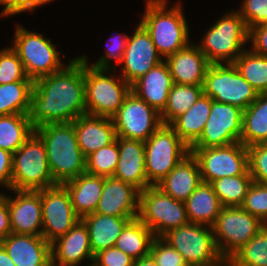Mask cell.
I'll use <instances>...</instances> for the list:
<instances>
[{
    "instance_id": "obj_26",
    "label": "cell",
    "mask_w": 267,
    "mask_h": 266,
    "mask_svg": "<svg viewBox=\"0 0 267 266\" xmlns=\"http://www.w3.org/2000/svg\"><path fill=\"white\" fill-rule=\"evenodd\" d=\"M201 182L198 161L189 153L156 187L172 198L185 202Z\"/></svg>"
},
{
    "instance_id": "obj_5",
    "label": "cell",
    "mask_w": 267,
    "mask_h": 266,
    "mask_svg": "<svg viewBox=\"0 0 267 266\" xmlns=\"http://www.w3.org/2000/svg\"><path fill=\"white\" fill-rule=\"evenodd\" d=\"M248 36L244 19L239 12L233 11L216 21L197 46L210 64L234 63L243 53Z\"/></svg>"
},
{
    "instance_id": "obj_41",
    "label": "cell",
    "mask_w": 267,
    "mask_h": 266,
    "mask_svg": "<svg viewBox=\"0 0 267 266\" xmlns=\"http://www.w3.org/2000/svg\"><path fill=\"white\" fill-rule=\"evenodd\" d=\"M241 207L267 225V185L253 181Z\"/></svg>"
},
{
    "instance_id": "obj_54",
    "label": "cell",
    "mask_w": 267,
    "mask_h": 266,
    "mask_svg": "<svg viewBox=\"0 0 267 266\" xmlns=\"http://www.w3.org/2000/svg\"><path fill=\"white\" fill-rule=\"evenodd\" d=\"M46 266H62L54 263L52 260Z\"/></svg>"
},
{
    "instance_id": "obj_30",
    "label": "cell",
    "mask_w": 267,
    "mask_h": 266,
    "mask_svg": "<svg viewBox=\"0 0 267 266\" xmlns=\"http://www.w3.org/2000/svg\"><path fill=\"white\" fill-rule=\"evenodd\" d=\"M211 106L212 99L203 94L190 109L170 124L189 148L200 138L209 118Z\"/></svg>"
},
{
    "instance_id": "obj_29",
    "label": "cell",
    "mask_w": 267,
    "mask_h": 266,
    "mask_svg": "<svg viewBox=\"0 0 267 266\" xmlns=\"http://www.w3.org/2000/svg\"><path fill=\"white\" fill-rule=\"evenodd\" d=\"M189 223L212 227L223 208L211 183L201 182L184 202Z\"/></svg>"
},
{
    "instance_id": "obj_51",
    "label": "cell",
    "mask_w": 267,
    "mask_h": 266,
    "mask_svg": "<svg viewBox=\"0 0 267 266\" xmlns=\"http://www.w3.org/2000/svg\"><path fill=\"white\" fill-rule=\"evenodd\" d=\"M0 266H16L1 245H0Z\"/></svg>"
},
{
    "instance_id": "obj_4",
    "label": "cell",
    "mask_w": 267,
    "mask_h": 266,
    "mask_svg": "<svg viewBox=\"0 0 267 266\" xmlns=\"http://www.w3.org/2000/svg\"><path fill=\"white\" fill-rule=\"evenodd\" d=\"M58 185L50 172L44 142L34 131L12 156V190L39 191Z\"/></svg>"
},
{
    "instance_id": "obj_21",
    "label": "cell",
    "mask_w": 267,
    "mask_h": 266,
    "mask_svg": "<svg viewBox=\"0 0 267 266\" xmlns=\"http://www.w3.org/2000/svg\"><path fill=\"white\" fill-rule=\"evenodd\" d=\"M52 261L62 266H78L85 257L94 260L85 223L79 219L63 236L51 243Z\"/></svg>"
},
{
    "instance_id": "obj_52",
    "label": "cell",
    "mask_w": 267,
    "mask_h": 266,
    "mask_svg": "<svg viewBox=\"0 0 267 266\" xmlns=\"http://www.w3.org/2000/svg\"><path fill=\"white\" fill-rule=\"evenodd\" d=\"M133 266H157V265L155 264L153 258L150 255H148L138 259H134Z\"/></svg>"
},
{
    "instance_id": "obj_27",
    "label": "cell",
    "mask_w": 267,
    "mask_h": 266,
    "mask_svg": "<svg viewBox=\"0 0 267 266\" xmlns=\"http://www.w3.org/2000/svg\"><path fill=\"white\" fill-rule=\"evenodd\" d=\"M105 177L84 172L62 185L67 189L75 214L81 219L95 213Z\"/></svg>"
},
{
    "instance_id": "obj_35",
    "label": "cell",
    "mask_w": 267,
    "mask_h": 266,
    "mask_svg": "<svg viewBox=\"0 0 267 266\" xmlns=\"http://www.w3.org/2000/svg\"><path fill=\"white\" fill-rule=\"evenodd\" d=\"M34 81H16L0 85V116L29 114Z\"/></svg>"
},
{
    "instance_id": "obj_9",
    "label": "cell",
    "mask_w": 267,
    "mask_h": 266,
    "mask_svg": "<svg viewBox=\"0 0 267 266\" xmlns=\"http://www.w3.org/2000/svg\"><path fill=\"white\" fill-rule=\"evenodd\" d=\"M148 187L156 186L190 151L175 130L162 124L144 142Z\"/></svg>"
},
{
    "instance_id": "obj_49",
    "label": "cell",
    "mask_w": 267,
    "mask_h": 266,
    "mask_svg": "<svg viewBox=\"0 0 267 266\" xmlns=\"http://www.w3.org/2000/svg\"><path fill=\"white\" fill-rule=\"evenodd\" d=\"M12 233L7 196L0 193V241Z\"/></svg>"
},
{
    "instance_id": "obj_43",
    "label": "cell",
    "mask_w": 267,
    "mask_h": 266,
    "mask_svg": "<svg viewBox=\"0 0 267 266\" xmlns=\"http://www.w3.org/2000/svg\"><path fill=\"white\" fill-rule=\"evenodd\" d=\"M248 170L253 181L267 185V143L247 147Z\"/></svg>"
},
{
    "instance_id": "obj_19",
    "label": "cell",
    "mask_w": 267,
    "mask_h": 266,
    "mask_svg": "<svg viewBox=\"0 0 267 266\" xmlns=\"http://www.w3.org/2000/svg\"><path fill=\"white\" fill-rule=\"evenodd\" d=\"M13 191L15 199L7 196L12 233L42 236L41 190Z\"/></svg>"
},
{
    "instance_id": "obj_24",
    "label": "cell",
    "mask_w": 267,
    "mask_h": 266,
    "mask_svg": "<svg viewBox=\"0 0 267 266\" xmlns=\"http://www.w3.org/2000/svg\"><path fill=\"white\" fill-rule=\"evenodd\" d=\"M78 145L87 157L116 140V131L111 118L84 114L72 122Z\"/></svg>"
},
{
    "instance_id": "obj_1",
    "label": "cell",
    "mask_w": 267,
    "mask_h": 266,
    "mask_svg": "<svg viewBox=\"0 0 267 266\" xmlns=\"http://www.w3.org/2000/svg\"><path fill=\"white\" fill-rule=\"evenodd\" d=\"M66 66L34 81L28 114L34 128L72 123L86 114L84 61L78 57Z\"/></svg>"
},
{
    "instance_id": "obj_13",
    "label": "cell",
    "mask_w": 267,
    "mask_h": 266,
    "mask_svg": "<svg viewBox=\"0 0 267 266\" xmlns=\"http://www.w3.org/2000/svg\"><path fill=\"white\" fill-rule=\"evenodd\" d=\"M189 151L198 161L203 182L242 175L248 169L247 147L241 142L224 147L189 148Z\"/></svg>"
},
{
    "instance_id": "obj_53",
    "label": "cell",
    "mask_w": 267,
    "mask_h": 266,
    "mask_svg": "<svg viewBox=\"0 0 267 266\" xmlns=\"http://www.w3.org/2000/svg\"><path fill=\"white\" fill-rule=\"evenodd\" d=\"M54 0H28V11L34 10L36 7L41 6L43 4H47Z\"/></svg>"
},
{
    "instance_id": "obj_50",
    "label": "cell",
    "mask_w": 267,
    "mask_h": 266,
    "mask_svg": "<svg viewBox=\"0 0 267 266\" xmlns=\"http://www.w3.org/2000/svg\"><path fill=\"white\" fill-rule=\"evenodd\" d=\"M0 4L5 6L1 13L4 17L28 11V0H0Z\"/></svg>"
},
{
    "instance_id": "obj_37",
    "label": "cell",
    "mask_w": 267,
    "mask_h": 266,
    "mask_svg": "<svg viewBox=\"0 0 267 266\" xmlns=\"http://www.w3.org/2000/svg\"><path fill=\"white\" fill-rule=\"evenodd\" d=\"M233 64L258 94L267 93V56L244 50Z\"/></svg>"
},
{
    "instance_id": "obj_40",
    "label": "cell",
    "mask_w": 267,
    "mask_h": 266,
    "mask_svg": "<svg viewBox=\"0 0 267 266\" xmlns=\"http://www.w3.org/2000/svg\"><path fill=\"white\" fill-rule=\"evenodd\" d=\"M16 81H33L25 74L17 52L9 47L0 51V85Z\"/></svg>"
},
{
    "instance_id": "obj_38",
    "label": "cell",
    "mask_w": 267,
    "mask_h": 266,
    "mask_svg": "<svg viewBox=\"0 0 267 266\" xmlns=\"http://www.w3.org/2000/svg\"><path fill=\"white\" fill-rule=\"evenodd\" d=\"M226 266H267V225L239 249Z\"/></svg>"
},
{
    "instance_id": "obj_44",
    "label": "cell",
    "mask_w": 267,
    "mask_h": 266,
    "mask_svg": "<svg viewBox=\"0 0 267 266\" xmlns=\"http://www.w3.org/2000/svg\"><path fill=\"white\" fill-rule=\"evenodd\" d=\"M238 12L249 31L252 27L267 23V0H244Z\"/></svg>"
},
{
    "instance_id": "obj_25",
    "label": "cell",
    "mask_w": 267,
    "mask_h": 266,
    "mask_svg": "<svg viewBox=\"0 0 267 266\" xmlns=\"http://www.w3.org/2000/svg\"><path fill=\"white\" fill-rule=\"evenodd\" d=\"M173 79L165 61L150 69L131 85V91L161 113L167 105Z\"/></svg>"
},
{
    "instance_id": "obj_39",
    "label": "cell",
    "mask_w": 267,
    "mask_h": 266,
    "mask_svg": "<svg viewBox=\"0 0 267 266\" xmlns=\"http://www.w3.org/2000/svg\"><path fill=\"white\" fill-rule=\"evenodd\" d=\"M119 159L118 142L93 152L86 157V172L89 174L110 177L113 176Z\"/></svg>"
},
{
    "instance_id": "obj_17",
    "label": "cell",
    "mask_w": 267,
    "mask_h": 266,
    "mask_svg": "<svg viewBox=\"0 0 267 266\" xmlns=\"http://www.w3.org/2000/svg\"><path fill=\"white\" fill-rule=\"evenodd\" d=\"M150 34L139 24L132 37H128L121 63V77L132 85L150 69L163 61Z\"/></svg>"
},
{
    "instance_id": "obj_15",
    "label": "cell",
    "mask_w": 267,
    "mask_h": 266,
    "mask_svg": "<svg viewBox=\"0 0 267 266\" xmlns=\"http://www.w3.org/2000/svg\"><path fill=\"white\" fill-rule=\"evenodd\" d=\"M243 109L212 99L209 118L200 138L190 148L224 147L240 142Z\"/></svg>"
},
{
    "instance_id": "obj_47",
    "label": "cell",
    "mask_w": 267,
    "mask_h": 266,
    "mask_svg": "<svg viewBox=\"0 0 267 266\" xmlns=\"http://www.w3.org/2000/svg\"><path fill=\"white\" fill-rule=\"evenodd\" d=\"M248 39L252 40L254 53L267 56V23L252 27Z\"/></svg>"
},
{
    "instance_id": "obj_20",
    "label": "cell",
    "mask_w": 267,
    "mask_h": 266,
    "mask_svg": "<svg viewBox=\"0 0 267 266\" xmlns=\"http://www.w3.org/2000/svg\"><path fill=\"white\" fill-rule=\"evenodd\" d=\"M16 266H46L51 260V243L43 236L11 233L0 241Z\"/></svg>"
},
{
    "instance_id": "obj_28",
    "label": "cell",
    "mask_w": 267,
    "mask_h": 266,
    "mask_svg": "<svg viewBox=\"0 0 267 266\" xmlns=\"http://www.w3.org/2000/svg\"><path fill=\"white\" fill-rule=\"evenodd\" d=\"M136 218L138 217H114L97 213L81 218L88 230L93 255L114 247L125 226Z\"/></svg>"
},
{
    "instance_id": "obj_34",
    "label": "cell",
    "mask_w": 267,
    "mask_h": 266,
    "mask_svg": "<svg viewBox=\"0 0 267 266\" xmlns=\"http://www.w3.org/2000/svg\"><path fill=\"white\" fill-rule=\"evenodd\" d=\"M204 94L203 85L173 84L167 105L160 113L162 124L170 125Z\"/></svg>"
},
{
    "instance_id": "obj_16",
    "label": "cell",
    "mask_w": 267,
    "mask_h": 266,
    "mask_svg": "<svg viewBox=\"0 0 267 266\" xmlns=\"http://www.w3.org/2000/svg\"><path fill=\"white\" fill-rule=\"evenodd\" d=\"M42 236L49 242L65 235L80 219L74 212L69 192L62 185L41 190Z\"/></svg>"
},
{
    "instance_id": "obj_45",
    "label": "cell",
    "mask_w": 267,
    "mask_h": 266,
    "mask_svg": "<svg viewBox=\"0 0 267 266\" xmlns=\"http://www.w3.org/2000/svg\"><path fill=\"white\" fill-rule=\"evenodd\" d=\"M134 259L122 250L109 247L94 255L92 266H133Z\"/></svg>"
},
{
    "instance_id": "obj_42",
    "label": "cell",
    "mask_w": 267,
    "mask_h": 266,
    "mask_svg": "<svg viewBox=\"0 0 267 266\" xmlns=\"http://www.w3.org/2000/svg\"><path fill=\"white\" fill-rule=\"evenodd\" d=\"M149 255L157 266H189L183 256L162 237H154Z\"/></svg>"
},
{
    "instance_id": "obj_2",
    "label": "cell",
    "mask_w": 267,
    "mask_h": 266,
    "mask_svg": "<svg viewBox=\"0 0 267 266\" xmlns=\"http://www.w3.org/2000/svg\"><path fill=\"white\" fill-rule=\"evenodd\" d=\"M35 132L45 144L50 172L57 184L86 172V157L72 123L46 124L35 128Z\"/></svg>"
},
{
    "instance_id": "obj_6",
    "label": "cell",
    "mask_w": 267,
    "mask_h": 266,
    "mask_svg": "<svg viewBox=\"0 0 267 266\" xmlns=\"http://www.w3.org/2000/svg\"><path fill=\"white\" fill-rule=\"evenodd\" d=\"M80 58L84 61L86 114L111 118L130 94L131 85L122 77L105 75L110 69L90 67L86 57Z\"/></svg>"
},
{
    "instance_id": "obj_10",
    "label": "cell",
    "mask_w": 267,
    "mask_h": 266,
    "mask_svg": "<svg viewBox=\"0 0 267 266\" xmlns=\"http://www.w3.org/2000/svg\"><path fill=\"white\" fill-rule=\"evenodd\" d=\"M138 218L155 237H162L169 230L189 223L185 203L165 194L156 186L140 191Z\"/></svg>"
},
{
    "instance_id": "obj_46",
    "label": "cell",
    "mask_w": 267,
    "mask_h": 266,
    "mask_svg": "<svg viewBox=\"0 0 267 266\" xmlns=\"http://www.w3.org/2000/svg\"><path fill=\"white\" fill-rule=\"evenodd\" d=\"M119 37V38H118ZM128 35H119L117 37H113L112 44L109 46L107 51H105V55H103L99 61L97 60L96 63H94L93 67H96L98 69H110L111 66L109 64L110 59L116 60L117 64H121L123 53L126 48Z\"/></svg>"
},
{
    "instance_id": "obj_36",
    "label": "cell",
    "mask_w": 267,
    "mask_h": 266,
    "mask_svg": "<svg viewBox=\"0 0 267 266\" xmlns=\"http://www.w3.org/2000/svg\"><path fill=\"white\" fill-rule=\"evenodd\" d=\"M253 179L247 169L242 175L226 176L211 182L223 207H241Z\"/></svg>"
},
{
    "instance_id": "obj_12",
    "label": "cell",
    "mask_w": 267,
    "mask_h": 266,
    "mask_svg": "<svg viewBox=\"0 0 267 266\" xmlns=\"http://www.w3.org/2000/svg\"><path fill=\"white\" fill-rule=\"evenodd\" d=\"M204 95L216 102L232 104L245 110L258 96L233 63L210 64L204 83Z\"/></svg>"
},
{
    "instance_id": "obj_3",
    "label": "cell",
    "mask_w": 267,
    "mask_h": 266,
    "mask_svg": "<svg viewBox=\"0 0 267 266\" xmlns=\"http://www.w3.org/2000/svg\"><path fill=\"white\" fill-rule=\"evenodd\" d=\"M166 0H147L140 24L150 34L161 56H168L186 48L189 43L188 24L181 4L167 10ZM180 4V5H179Z\"/></svg>"
},
{
    "instance_id": "obj_22",
    "label": "cell",
    "mask_w": 267,
    "mask_h": 266,
    "mask_svg": "<svg viewBox=\"0 0 267 266\" xmlns=\"http://www.w3.org/2000/svg\"><path fill=\"white\" fill-rule=\"evenodd\" d=\"M174 84L203 85L210 66L204 53L197 44H189L186 48L165 58Z\"/></svg>"
},
{
    "instance_id": "obj_11",
    "label": "cell",
    "mask_w": 267,
    "mask_h": 266,
    "mask_svg": "<svg viewBox=\"0 0 267 266\" xmlns=\"http://www.w3.org/2000/svg\"><path fill=\"white\" fill-rule=\"evenodd\" d=\"M17 26L12 48L17 52L28 78L35 81L64 68L59 59L61 54L50 39Z\"/></svg>"
},
{
    "instance_id": "obj_48",
    "label": "cell",
    "mask_w": 267,
    "mask_h": 266,
    "mask_svg": "<svg viewBox=\"0 0 267 266\" xmlns=\"http://www.w3.org/2000/svg\"><path fill=\"white\" fill-rule=\"evenodd\" d=\"M13 154L0 148V184L11 189Z\"/></svg>"
},
{
    "instance_id": "obj_33",
    "label": "cell",
    "mask_w": 267,
    "mask_h": 266,
    "mask_svg": "<svg viewBox=\"0 0 267 266\" xmlns=\"http://www.w3.org/2000/svg\"><path fill=\"white\" fill-rule=\"evenodd\" d=\"M35 131L28 114L0 116V148L15 153Z\"/></svg>"
},
{
    "instance_id": "obj_14",
    "label": "cell",
    "mask_w": 267,
    "mask_h": 266,
    "mask_svg": "<svg viewBox=\"0 0 267 266\" xmlns=\"http://www.w3.org/2000/svg\"><path fill=\"white\" fill-rule=\"evenodd\" d=\"M111 119L117 137L143 142L162 125L160 113L132 91Z\"/></svg>"
},
{
    "instance_id": "obj_7",
    "label": "cell",
    "mask_w": 267,
    "mask_h": 266,
    "mask_svg": "<svg viewBox=\"0 0 267 266\" xmlns=\"http://www.w3.org/2000/svg\"><path fill=\"white\" fill-rule=\"evenodd\" d=\"M208 228L188 223L169 230L162 238L183 256L189 266H226L217 250L212 227Z\"/></svg>"
},
{
    "instance_id": "obj_23",
    "label": "cell",
    "mask_w": 267,
    "mask_h": 266,
    "mask_svg": "<svg viewBox=\"0 0 267 266\" xmlns=\"http://www.w3.org/2000/svg\"><path fill=\"white\" fill-rule=\"evenodd\" d=\"M119 159L113 177L130 183L140 191L148 187L143 141L116 137Z\"/></svg>"
},
{
    "instance_id": "obj_31",
    "label": "cell",
    "mask_w": 267,
    "mask_h": 266,
    "mask_svg": "<svg viewBox=\"0 0 267 266\" xmlns=\"http://www.w3.org/2000/svg\"><path fill=\"white\" fill-rule=\"evenodd\" d=\"M240 142L246 147L267 143V93L258 94L243 110Z\"/></svg>"
},
{
    "instance_id": "obj_32",
    "label": "cell",
    "mask_w": 267,
    "mask_h": 266,
    "mask_svg": "<svg viewBox=\"0 0 267 266\" xmlns=\"http://www.w3.org/2000/svg\"><path fill=\"white\" fill-rule=\"evenodd\" d=\"M152 231L139 219L131 220L117 238L115 247L133 259L148 256L153 241Z\"/></svg>"
},
{
    "instance_id": "obj_8",
    "label": "cell",
    "mask_w": 267,
    "mask_h": 266,
    "mask_svg": "<svg viewBox=\"0 0 267 266\" xmlns=\"http://www.w3.org/2000/svg\"><path fill=\"white\" fill-rule=\"evenodd\" d=\"M266 224L242 207H223L212 230L217 250L227 262Z\"/></svg>"
},
{
    "instance_id": "obj_18",
    "label": "cell",
    "mask_w": 267,
    "mask_h": 266,
    "mask_svg": "<svg viewBox=\"0 0 267 266\" xmlns=\"http://www.w3.org/2000/svg\"><path fill=\"white\" fill-rule=\"evenodd\" d=\"M139 202L140 190L134 185L113 176L105 177L95 213L114 217H138Z\"/></svg>"
}]
</instances>
